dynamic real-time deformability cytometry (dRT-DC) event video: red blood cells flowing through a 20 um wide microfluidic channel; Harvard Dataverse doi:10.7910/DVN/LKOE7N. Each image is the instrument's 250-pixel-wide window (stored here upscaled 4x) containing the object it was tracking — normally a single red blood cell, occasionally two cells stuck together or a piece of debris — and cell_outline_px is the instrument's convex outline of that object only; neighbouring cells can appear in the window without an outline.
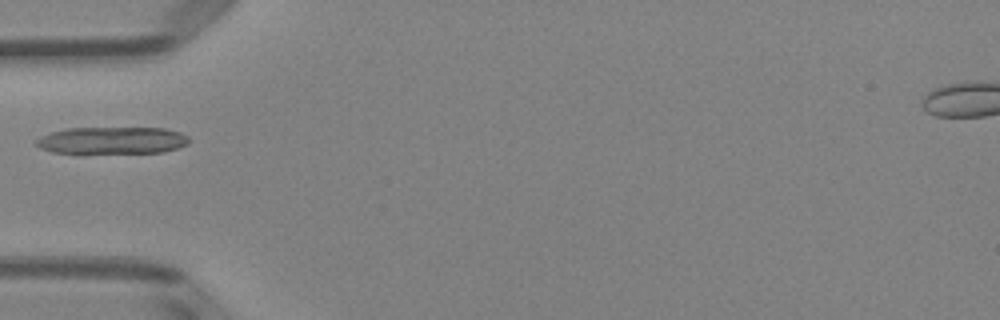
{"species": "Egyptian fruit bat (a non-hibernating species)", "species_latin": "Rousettus aegyptiacus", "temperature_condition": "room temperature", "stored_images_in_passage": 5, "camera_frame_rate_fps": 3000, "um_per_image_px": 0.085, "animal": {"sex": "female"}, "frame": {"image": 1, "passage_image": 5, "time_ms": 5.333, "image_size_px": [1000, 320], "cell_outline_px": [[188, 144], [164, 152], [52, 152], [40, 148], [36, 144], [36, 140], [40, 136], [52, 132], [68, 128], [164, 128], [180, 132], [188, 136]], "centroid_in_image_um": [9.54, 11.92], "position_along_channel_um": 75.5, "area_um2": 23.7}}